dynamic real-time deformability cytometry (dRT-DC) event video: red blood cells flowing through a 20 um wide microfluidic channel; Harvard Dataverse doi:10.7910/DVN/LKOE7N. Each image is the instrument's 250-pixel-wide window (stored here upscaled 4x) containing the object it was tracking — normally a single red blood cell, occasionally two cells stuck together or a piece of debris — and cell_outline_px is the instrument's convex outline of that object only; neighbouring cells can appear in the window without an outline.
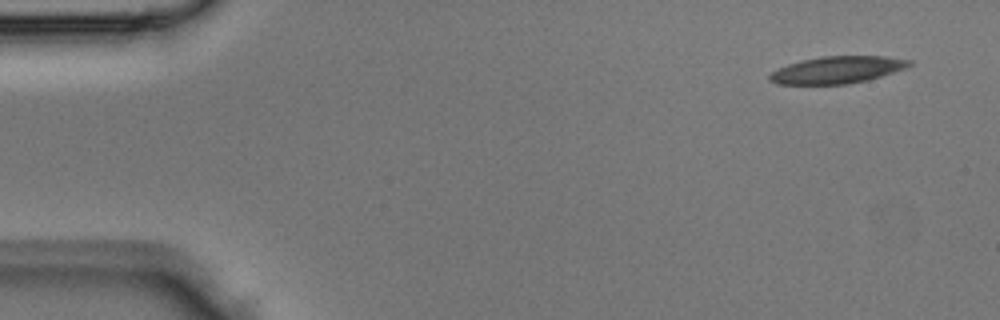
{"species": "Egyptian fruit bat (a non-hibernating species)", "species_latin": "Rousettus aegyptiacus", "temperature_condition": "room temperature", "stored_images_in_passage": 4, "camera_frame_rate_fps": 3000, "um_per_image_px": 0.085, "animal": {"sex": "male"}, "frame": {"image": 1, "passage_image": 1, "time_ms": 0.0, "image_size_px": [1000, 320], "cell_outline_px": [[912, 64], [904, 68], [868, 80], [848, 84], [776, 84], [768, 80], [768, 76], [772, 72], [788, 64], [804, 60], [824, 56], [884, 56], [912, 60]], "centroid_in_image_um": [71.15, 5.94], "position_along_channel_um": 13.8, "area_um2": 21.79}}
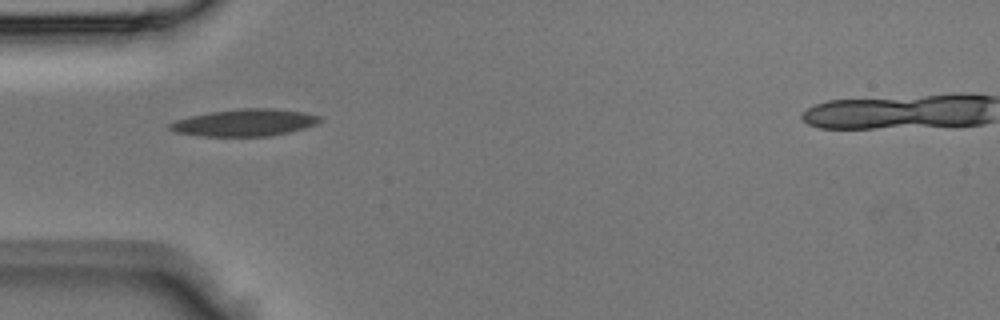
{"frame": {"image": 2, "passage_image": 3, "time_ms": 0.667, "image_size_px": [1000, 320], "cell_outline_px": [[324, 120], [316, 124], [304, 128], [288, 132], [268, 136], [200, 136], [176, 132], [168, 128], [168, 124], [176, 120], [192, 116], [212, 112], [240, 108], [272, 108], [304, 112], [320, 116]], "centroid_in_image_um": [20.83, 10.42], "position_along_channel_um": 64.2, "area_um2": 23.52}}
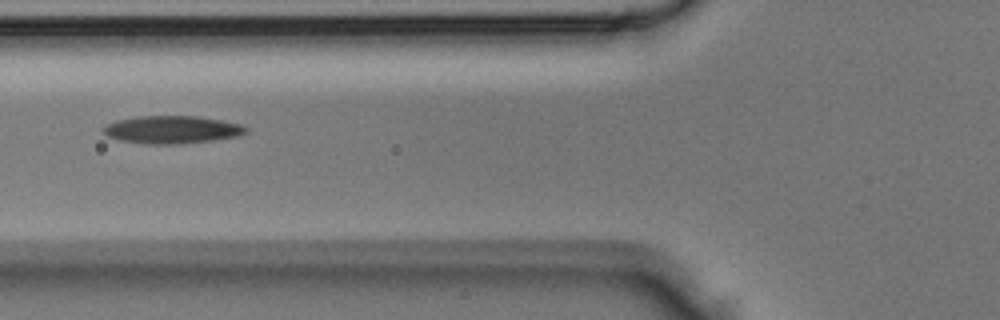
{"frame": {"image": 3, "passage_image": 4, "time_ms": 1.0, "image_size_px": [1000, 320], "cell_outline_px": [[248, 132], [240, 136], [212, 140], [180, 144], [148, 144], [120, 140], [108, 136], [104, 132], [104, 128], [108, 124], [116, 120], [140, 116], [196, 116], [220, 120], [240, 124], [248, 128]], "centroid_in_image_um": [14.66, 11.02], "position_along_channel_um": 111.1, "area_um2": 22.89}}